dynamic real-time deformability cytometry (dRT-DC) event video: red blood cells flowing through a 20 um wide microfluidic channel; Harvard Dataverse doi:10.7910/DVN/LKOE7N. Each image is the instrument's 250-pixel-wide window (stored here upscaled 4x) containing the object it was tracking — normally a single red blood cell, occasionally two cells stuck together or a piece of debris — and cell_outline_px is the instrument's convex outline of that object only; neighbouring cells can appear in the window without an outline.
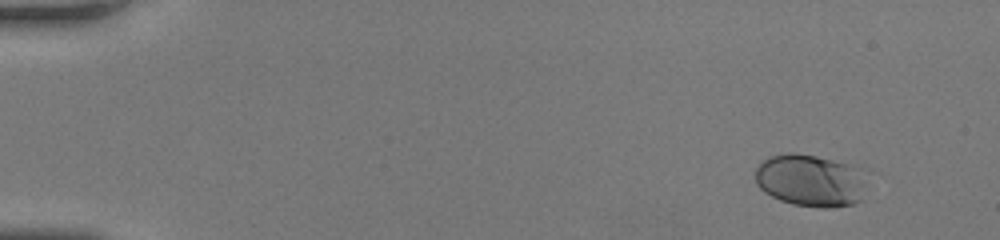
{"species": "human", "species_latin": "Homo sapiens", "temperature_condition": "room temperature", "stored_images_in_passage": 49, "segment_of_instrument_passage": [1, 2], "camera_frame_rate_fps": 3000, "um_per_image_px": 0.085, "donor": {"sex": "female"}, "frame": {"image": 1, "passage_image": 1, "time_ms": 0.0, "image_size_px": [1000, 240], "cell_outline_px": [[876, 172], [860, 200], [852, 204], [824, 208], [792, 204], [780, 200], [764, 192], [756, 184], [756, 168], [768, 156], [784, 152], [792, 152], [816, 156], [856, 164], [872, 168]], "centroid_in_image_um": [69.09, 15.3], "position_along_channel_um": 15.9, "area_um2": 35.84}}
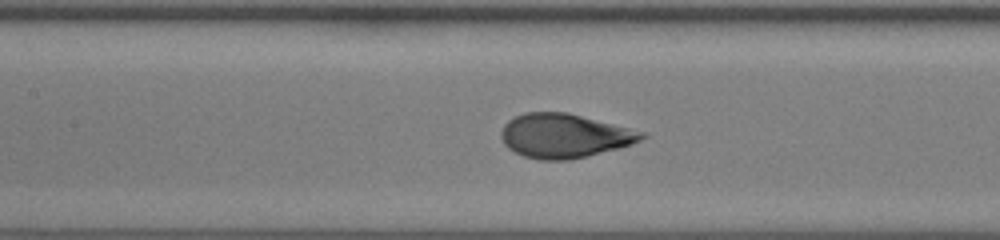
{"frame": {"image": 2, "passage_image": 22, "time_ms": 7.0, "image_size_px": [1000, 240], "cell_outline_px": [[648, 136], [632, 144], [620, 148], [568, 160], [540, 160], [524, 156], [508, 148], [504, 144], [500, 136], [500, 132], [504, 124], [508, 120], [516, 116], [528, 112], [568, 112], [648, 132]], "centroid_in_image_um": [48.0, 11.53], "position_along_channel_um": 159.4, "area_um2": 36.36}}
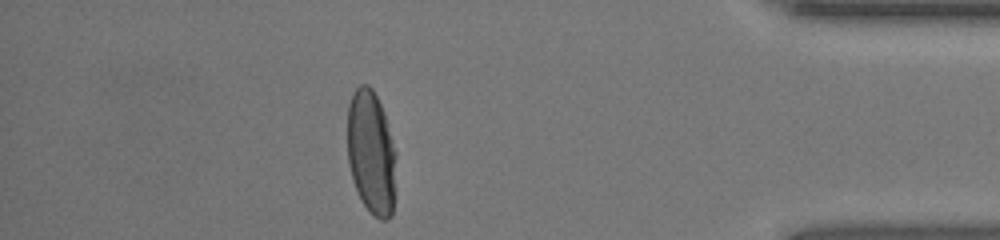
{"frame": {"image": 3, "passage_image": 42, "time_ms": 13.667, "image_size_px": [1000, 240], "cell_outline_px": [[396, 156], [392, 216], [388, 220], [380, 220], [372, 216], [360, 200], [352, 180], [348, 164], [348, 104], [356, 88], [360, 84], [368, 84], [372, 88], [380, 104], [396, 152]], "centroid_in_image_um": [31.54, 13.02], "position_along_channel_um": 403.7, "area_um2": 35.26}}